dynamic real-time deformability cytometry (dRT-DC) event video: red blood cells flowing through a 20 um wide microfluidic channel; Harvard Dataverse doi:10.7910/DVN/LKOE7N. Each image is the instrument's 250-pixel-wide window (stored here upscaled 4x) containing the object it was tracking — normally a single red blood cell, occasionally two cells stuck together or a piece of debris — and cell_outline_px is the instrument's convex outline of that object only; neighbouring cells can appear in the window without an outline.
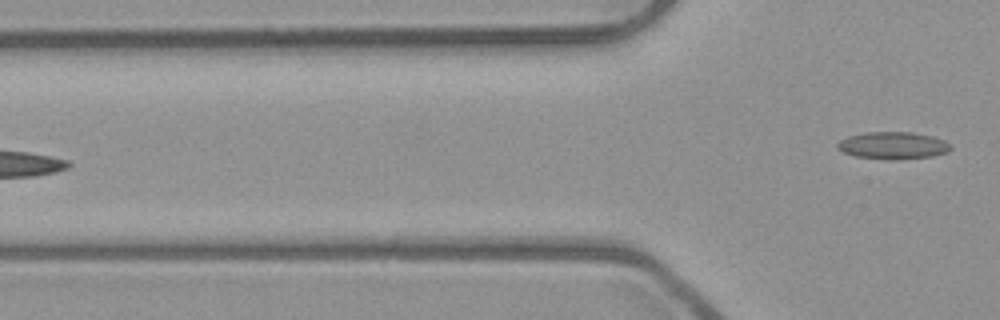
{"species": "common noctule bat (a hibernating species)", "species_latin": "Nyctalus noctula", "temperature_condition": "room temperature", "stored_images_in_passage": 7, "camera_frame_rate_fps": 3000, "um_per_image_px": 0.085, "animal": {"sex": "male", "body_mass_g": 23.1, "forearm_length_mm": 52.7}, "frame": {"image": 1, "passage_image": 7, "time_ms": 2.0, "image_size_px": [1000, 320], "cell_outline_px": [[952, 148], [948, 152], [932, 156], [900, 160], [888, 160], [856, 156], [844, 152], [836, 148], [836, 144], [840, 140], [848, 136], [864, 132], [912, 132], [932, 136], [944, 140], [952, 144]], "centroid_in_image_um": [75.92, 12.37], "position_along_channel_um": 49.9, "area_um2": 18.21}}